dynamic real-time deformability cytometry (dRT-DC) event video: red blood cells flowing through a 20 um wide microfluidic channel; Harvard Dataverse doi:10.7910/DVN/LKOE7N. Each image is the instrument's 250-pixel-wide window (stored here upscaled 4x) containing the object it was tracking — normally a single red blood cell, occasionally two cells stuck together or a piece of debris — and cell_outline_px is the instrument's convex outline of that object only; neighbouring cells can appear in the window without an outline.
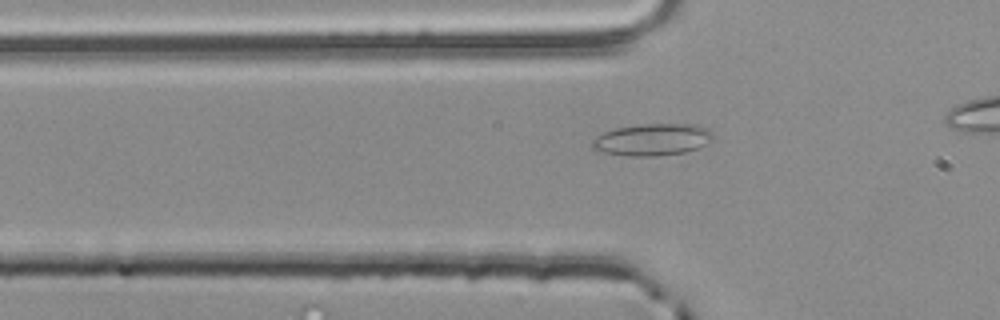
{"species": "common noctule bat (a hibernating species)", "species_latin": "Nyctalus noctula", "temperature_condition": "room temperature", "stored_images_in_passage": 33, "camera_frame_rate_fps": 3000, "um_per_image_px": 0.085, "animal": {"sex": "male", "body_mass_g": 20.4}, "frame": {"image": 1, "passage_image": 7, "time_ms": 2.0, "image_size_px": [1000, 320], "cell_outline_px": [[712, 140], [696, 148], [684, 152], [656, 156], [632, 156], [604, 152], [592, 148], [592, 140], [596, 136], [604, 132], [616, 128], [640, 124], [696, 124], [708, 128], [712, 132]], "centroid_in_image_um": [55.45, 11.85], "position_along_channel_um": 70.3, "area_um2": 22.31}}
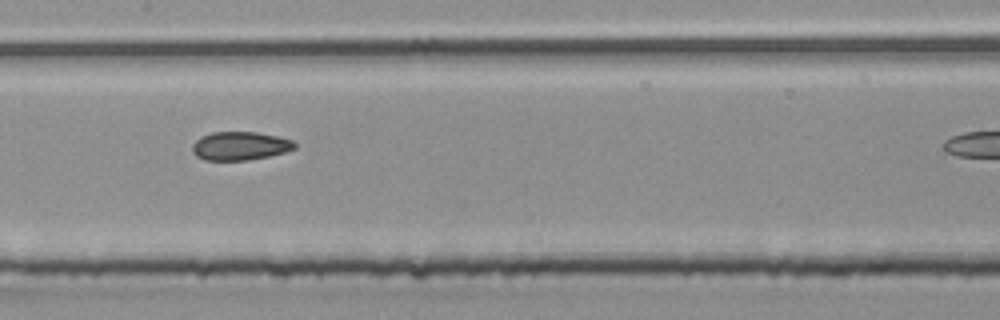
{"frame": {"image": 2, "passage_image": 16, "time_ms": 5.0, "image_size_px": [1000, 320], "cell_outline_px": [[296, 148], [284, 152], [268, 156], [248, 160], [204, 160], [196, 156], [192, 152], [192, 144], [200, 136], [212, 132], [256, 132], [276, 136], [292, 140], [296, 144]], "centroid_in_image_um": [20.37, 12.4], "position_along_channel_um": 187.0, "area_um2": 16.99}}
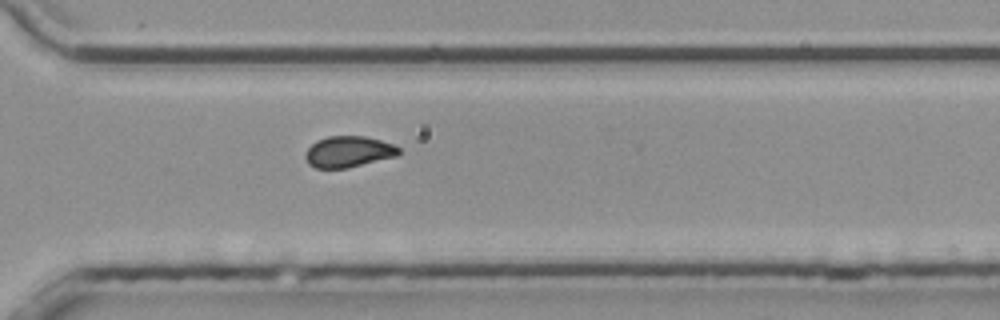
{"frame": {"image": 3, "passage_image": 28, "time_ms": 9.0, "image_size_px": [1000, 320], "cell_outline_px": [[400, 152], [396, 156], [348, 168], [316, 168], [308, 164], [304, 156], [308, 148], [316, 140], [328, 136], [364, 136], [380, 140], [392, 144], [400, 148]], "centroid_in_image_um": [29.6, 12.89], "position_along_channel_um": 341.0, "area_um2": 16.94}}